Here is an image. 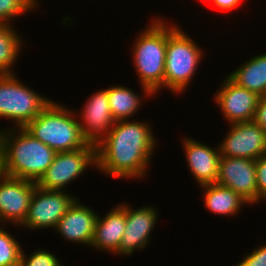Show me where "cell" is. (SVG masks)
I'll use <instances>...</instances> for the list:
<instances>
[{"label": "cell", "mask_w": 266, "mask_h": 266, "mask_svg": "<svg viewBox=\"0 0 266 266\" xmlns=\"http://www.w3.org/2000/svg\"><path fill=\"white\" fill-rule=\"evenodd\" d=\"M155 136L149 121H115L96 146V169L111 178L143 179L157 145Z\"/></svg>", "instance_id": "obj_1"}, {"label": "cell", "mask_w": 266, "mask_h": 266, "mask_svg": "<svg viewBox=\"0 0 266 266\" xmlns=\"http://www.w3.org/2000/svg\"><path fill=\"white\" fill-rule=\"evenodd\" d=\"M0 153L3 174L34 183L40 180L56 155L24 128L14 127L0 130Z\"/></svg>", "instance_id": "obj_2"}, {"label": "cell", "mask_w": 266, "mask_h": 266, "mask_svg": "<svg viewBox=\"0 0 266 266\" xmlns=\"http://www.w3.org/2000/svg\"><path fill=\"white\" fill-rule=\"evenodd\" d=\"M150 24L140 31L132 45L131 54L137 78L144 97H156L164 88V71L167 45V22L152 17Z\"/></svg>", "instance_id": "obj_3"}, {"label": "cell", "mask_w": 266, "mask_h": 266, "mask_svg": "<svg viewBox=\"0 0 266 266\" xmlns=\"http://www.w3.org/2000/svg\"><path fill=\"white\" fill-rule=\"evenodd\" d=\"M52 100L50 104L24 129L56 153L85 147L78 113Z\"/></svg>", "instance_id": "obj_4"}, {"label": "cell", "mask_w": 266, "mask_h": 266, "mask_svg": "<svg viewBox=\"0 0 266 266\" xmlns=\"http://www.w3.org/2000/svg\"><path fill=\"white\" fill-rule=\"evenodd\" d=\"M185 33L175 23H167L164 88L174 94L186 91L205 55L200 45Z\"/></svg>", "instance_id": "obj_5"}, {"label": "cell", "mask_w": 266, "mask_h": 266, "mask_svg": "<svg viewBox=\"0 0 266 266\" xmlns=\"http://www.w3.org/2000/svg\"><path fill=\"white\" fill-rule=\"evenodd\" d=\"M51 101L22 83L18 75L0 74V118L12 120L14 128H24Z\"/></svg>", "instance_id": "obj_6"}, {"label": "cell", "mask_w": 266, "mask_h": 266, "mask_svg": "<svg viewBox=\"0 0 266 266\" xmlns=\"http://www.w3.org/2000/svg\"><path fill=\"white\" fill-rule=\"evenodd\" d=\"M92 166V167H91ZM97 166L96 146L87 144L81 149L57 152L53 162L36 185L46 190L65 191L78 176Z\"/></svg>", "instance_id": "obj_7"}, {"label": "cell", "mask_w": 266, "mask_h": 266, "mask_svg": "<svg viewBox=\"0 0 266 266\" xmlns=\"http://www.w3.org/2000/svg\"><path fill=\"white\" fill-rule=\"evenodd\" d=\"M78 197L61 190H46L36 186L27 217L21 225L25 229H55L58 221Z\"/></svg>", "instance_id": "obj_8"}, {"label": "cell", "mask_w": 266, "mask_h": 266, "mask_svg": "<svg viewBox=\"0 0 266 266\" xmlns=\"http://www.w3.org/2000/svg\"><path fill=\"white\" fill-rule=\"evenodd\" d=\"M229 125L226 137L218 144L221 156L256 160L266 154V130L254 121Z\"/></svg>", "instance_id": "obj_9"}, {"label": "cell", "mask_w": 266, "mask_h": 266, "mask_svg": "<svg viewBox=\"0 0 266 266\" xmlns=\"http://www.w3.org/2000/svg\"><path fill=\"white\" fill-rule=\"evenodd\" d=\"M36 183L3 174L0 177V225L24 223ZM16 224V225H15Z\"/></svg>", "instance_id": "obj_10"}, {"label": "cell", "mask_w": 266, "mask_h": 266, "mask_svg": "<svg viewBox=\"0 0 266 266\" xmlns=\"http://www.w3.org/2000/svg\"><path fill=\"white\" fill-rule=\"evenodd\" d=\"M216 183L238 193L250 206L257 203L255 160L221 156Z\"/></svg>", "instance_id": "obj_11"}, {"label": "cell", "mask_w": 266, "mask_h": 266, "mask_svg": "<svg viewBox=\"0 0 266 266\" xmlns=\"http://www.w3.org/2000/svg\"><path fill=\"white\" fill-rule=\"evenodd\" d=\"M142 207L133 209L126 203V225L119 249L114 254L129 256L149 245L159 213L152 205Z\"/></svg>", "instance_id": "obj_12"}, {"label": "cell", "mask_w": 266, "mask_h": 266, "mask_svg": "<svg viewBox=\"0 0 266 266\" xmlns=\"http://www.w3.org/2000/svg\"><path fill=\"white\" fill-rule=\"evenodd\" d=\"M82 108L77 119L83 138L88 144L97 146L115 123L108 102V87L89 96Z\"/></svg>", "instance_id": "obj_13"}, {"label": "cell", "mask_w": 266, "mask_h": 266, "mask_svg": "<svg viewBox=\"0 0 266 266\" xmlns=\"http://www.w3.org/2000/svg\"><path fill=\"white\" fill-rule=\"evenodd\" d=\"M214 96L213 100L229 124L253 121L260 97L256 93L238 86L226 76Z\"/></svg>", "instance_id": "obj_14"}, {"label": "cell", "mask_w": 266, "mask_h": 266, "mask_svg": "<svg viewBox=\"0 0 266 266\" xmlns=\"http://www.w3.org/2000/svg\"><path fill=\"white\" fill-rule=\"evenodd\" d=\"M98 213L78 198L58 221L55 231L70 243L90 247Z\"/></svg>", "instance_id": "obj_15"}, {"label": "cell", "mask_w": 266, "mask_h": 266, "mask_svg": "<svg viewBox=\"0 0 266 266\" xmlns=\"http://www.w3.org/2000/svg\"><path fill=\"white\" fill-rule=\"evenodd\" d=\"M183 139L187 166L196 183L199 186L216 183L221 157L219 146L213 148L190 137Z\"/></svg>", "instance_id": "obj_16"}, {"label": "cell", "mask_w": 266, "mask_h": 266, "mask_svg": "<svg viewBox=\"0 0 266 266\" xmlns=\"http://www.w3.org/2000/svg\"><path fill=\"white\" fill-rule=\"evenodd\" d=\"M125 225L126 202L115 205L103 218L98 214L90 247L114 254L119 249Z\"/></svg>", "instance_id": "obj_17"}, {"label": "cell", "mask_w": 266, "mask_h": 266, "mask_svg": "<svg viewBox=\"0 0 266 266\" xmlns=\"http://www.w3.org/2000/svg\"><path fill=\"white\" fill-rule=\"evenodd\" d=\"M200 188L204 194L205 207L215 215L234 216L243 206L249 205L238 193L217 183L203 185Z\"/></svg>", "instance_id": "obj_18"}, {"label": "cell", "mask_w": 266, "mask_h": 266, "mask_svg": "<svg viewBox=\"0 0 266 266\" xmlns=\"http://www.w3.org/2000/svg\"><path fill=\"white\" fill-rule=\"evenodd\" d=\"M228 77L238 86L258 96L266 95V53L245 61V64L231 72Z\"/></svg>", "instance_id": "obj_19"}, {"label": "cell", "mask_w": 266, "mask_h": 266, "mask_svg": "<svg viewBox=\"0 0 266 266\" xmlns=\"http://www.w3.org/2000/svg\"><path fill=\"white\" fill-rule=\"evenodd\" d=\"M108 102L113 119L119 121L128 120L137 113L143 99L127 86L112 85L108 87Z\"/></svg>", "instance_id": "obj_20"}, {"label": "cell", "mask_w": 266, "mask_h": 266, "mask_svg": "<svg viewBox=\"0 0 266 266\" xmlns=\"http://www.w3.org/2000/svg\"><path fill=\"white\" fill-rule=\"evenodd\" d=\"M13 24L0 22V74H16L12 70L17 62L22 46L25 45L22 36Z\"/></svg>", "instance_id": "obj_21"}, {"label": "cell", "mask_w": 266, "mask_h": 266, "mask_svg": "<svg viewBox=\"0 0 266 266\" xmlns=\"http://www.w3.org/2000/svg\"><path fill=\"white\" fill-rule=\"evenodd\" d=\"M21 252L17 239L0 226V266H18Z\"/></svg>", "instance_id": "obj_22"}, {"label": "cell", "mask_w": 266, "mask_h": 266, "mask_svg": "<svg viewBox=\"0 0 266 266\" xmlns=\"http://www.w3.org/2000/svg\"><path fill=\"white\" fill-rule=\"evenodd\" d=\"M39 0H0V22L13 24L11 20L34 11L39 5Z\"/></svg>", "instance_id": "obj_23"}, {"label": "cell", "mask_w": 266, "mask_h": 266, "mask_svg": "<svg viewBox=\"0 0 266 266\" xmlns=\"http://www.w3.org/2000/svg\"><path fill=\"white\" fill-rule=\"evenodd\" d=\"M18 266H64L58 257L48 250L36 249L31 254L26 255L22 248L20 262Z\"/></svg>", "instance_id": "obj_24"}, {"label": "cell", "mask_w": 266, "mask_h": 266, "mask_svg": "<svg viewBox=\"0 0 266 266\" xmlns=\"http://www.w3.org/2000/svg\"><path fill=\"white\" fill-rule=\"evenodd\" d=\"M257 180V203L266 201V154L255 160Z\"/></svg>", "instance_id": "obj_25"}, {"label": "cell", "mask_w": 266, "mask_h": 266, "mask_svg": "<svg viewBox=\"0 0 266 266\" xmlns=\"http://www.w3.org/2000/svg\"><path fill=\"white\" fill-rule=\"evenodd\" d=\"M244 256L236 266H266V245L262 243Z\"/></svg>", "instance_id": "obj_26"}, {"label": "cell", "mask_w": 266, "mask_h": 266, "mask_svg": "<svg viewBox=\"0 0 266 266\" xmlns=\"http://www.w3.org/2000/svg\"><path fill=\"white\" fill-rule=\"evenodd\" d=\"M253 121L266 130V95L259 97Z\"/></svg>", "instance_id": "obj_27"}, {"label": "cell", "mask_w": 266, "mask_h": 266, "mask_svg": "<svg viewBox=\"0 0 266 266\" xmlns=\"http://www.w3.org/2000/svg\"><path fill=\"white\" fill-rule=\"evenodd\" d=\"M208 3L211 2L214 4V6L217 7V9L225 10V11H232L235 10L239 4L241 5L242 0H207Z\"/></svg>", "instance_id": "obj_28"}, {"label": "cell", "mask_w": 266, "mask_h": 266, "mask_svg": "<svg viewBox=\"0 0 266 266\" xmlns=\"http://www.w3.org/2000/svg\"><path fill=\"white\" fill-rule=\"evenodd\" d=\"M2 175H3V166H2L1 153H0V177Z\"/></svg>", "instance_id": "obj_29"}]
</instances>
